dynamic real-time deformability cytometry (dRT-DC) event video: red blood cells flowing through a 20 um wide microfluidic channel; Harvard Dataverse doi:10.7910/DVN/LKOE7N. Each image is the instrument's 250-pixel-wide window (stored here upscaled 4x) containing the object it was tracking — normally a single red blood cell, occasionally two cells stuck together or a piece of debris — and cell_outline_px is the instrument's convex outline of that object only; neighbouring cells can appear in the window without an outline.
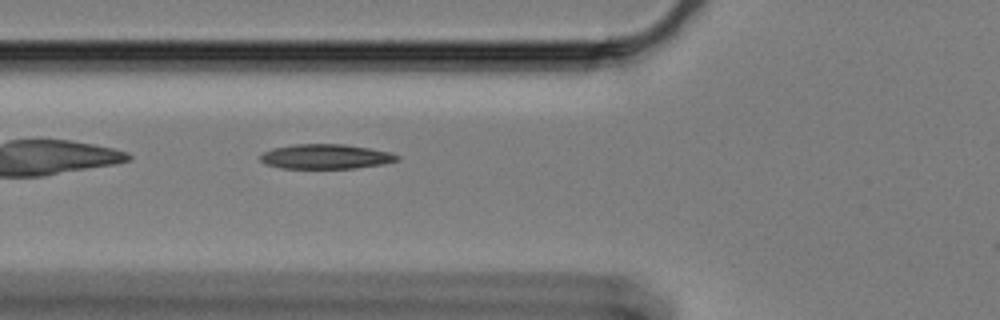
{"species": "Egyptian fruit bat (a non-hibernating species)", "species_latin": "Rousettus aegyptiacus", "temperature_condition": "cold", "stored_images_in_passage": 42, "camera_frame_rate_fps": 3000, "um_per_image_px": 0.085, "animal": {"sex": "female"}, "frame": {"image": 1, "passage_image": 4, "time_ms": 1.0, "image_size_px": [1000, 320], "cell_outline_px": [[400, 160], [384, 164], [356, 168], [280, 168], [264, 164], [260, 160], [260, 156], [264, 152], [272, 148], [292, 144], [344, 144], [372, 148], [392, 152], [400, 156]], "centroid_in_image_um": [27.72, 13.3], "position_along_channel_um": 98.1, "area_um2": 20.0}}
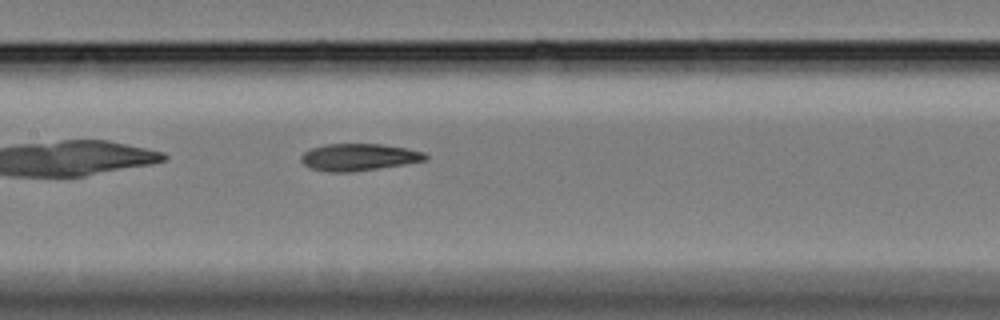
{"frame": {"image": 2, "passage_image": 11, "time_ms": 3.333, "image_size_px": [1000, 320], "cell_outline_px": [[428, 160], [404, 164], [352, 172], [328, 172], [312, 168], [304, 164], [300, 160], [300, 156], [304, 152], [312, 148], [324, 144], [380, 144], [408, 148], [424, 152], [428, 156]], "centroid_in_image_um": [30.51, 13.35], "position_along_channel_um": 176.9, "area_um2": 19.59}}
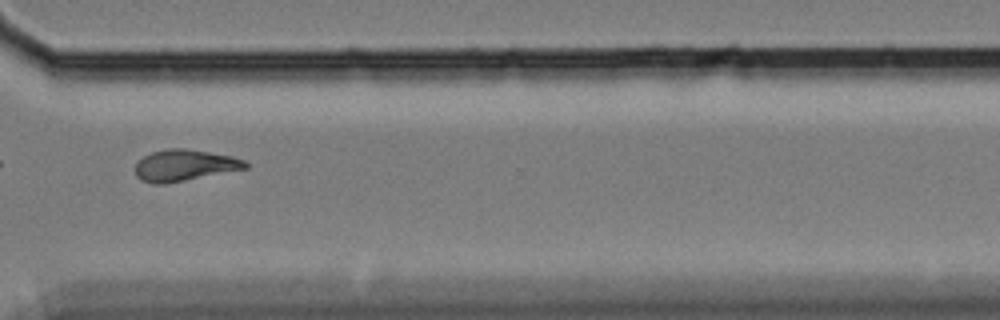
{"frame": {"image": 3, "passage_image": 27, "time_ms": 8.667, "image_size_px": [1000, 320], "cell_outline_px": [[248, 168], [164, 184], [156, 184], [140, 180], [136, 176], [136, 164], [144, 156], [152, 152], [168, 148], [184, 148], [232, 156], [244, 160], [248, 164]], "centroid_in_image_um": [15.67, 14.05], "position_along_channel_um": 354.9, "area_um2": 19.94}}